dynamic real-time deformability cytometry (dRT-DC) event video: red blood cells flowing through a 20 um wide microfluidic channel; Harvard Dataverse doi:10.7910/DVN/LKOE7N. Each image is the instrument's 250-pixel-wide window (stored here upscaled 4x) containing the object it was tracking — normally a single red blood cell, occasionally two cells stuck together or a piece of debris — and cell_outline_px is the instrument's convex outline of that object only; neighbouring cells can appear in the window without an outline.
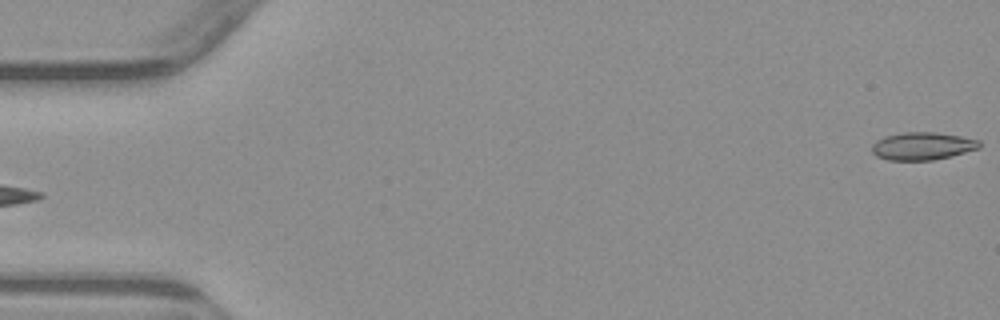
{"species": "common noctule bat (a hibernating species)", "species_latin": "Nyctalus noctula", "temperature_condition": "warm", "stored_images_in_passage": 6, "segment_of_instrument_passage": [2, 2], "camera_frame_rate_fps": 3000, "um_per_image_px": 0.085, "animal": {"sex": "male", "body_mass_g": 23.1, "forearm_length_mm": 52.7}, "frame": {"image": 1, "passage_image": 6, "time_ms": 6.0, "image_size_px": [1000, 320], "cell_outline_px": [[980, 148], [932, 160], [888, 160], [876, 156], [872, 152], [872, 144], [876, 140], [884, 136], [904, 132], [936, 132], [960, 136], [980, 140]], "centroid_in_image_um": [78.37, 12.4], "position_along_channel_um": 6.6, "area_um2": 17.28}}